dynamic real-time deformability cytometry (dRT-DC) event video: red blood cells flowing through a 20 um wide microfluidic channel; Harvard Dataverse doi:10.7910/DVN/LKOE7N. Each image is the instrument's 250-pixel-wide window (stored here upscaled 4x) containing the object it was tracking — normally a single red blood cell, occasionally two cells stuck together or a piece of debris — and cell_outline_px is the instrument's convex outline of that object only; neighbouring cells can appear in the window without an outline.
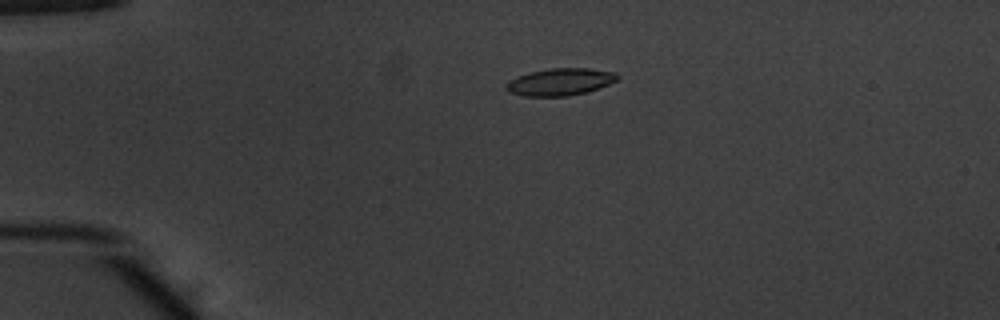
{"species": "common noctule bat (a hibernating species)", "species_latin": "Nyctalus noctula", "temperature_condition": "warm", "stored_images_in_passage": 49, "camera_frame_rate_fps": 3000, "um_per_image_px": 0.085, "animal": {"sex": "male", "body_mass_g": 20.1, "forearm_length_mm": 53.5}, "frame": {"image": 1, "passage_image": 8, "time_ms": 2.333, "image_size_px": [1000, 320], "cell_outline_px": [[620, 76], [616, 80], [600, 88], [568, 96], [524, 96], [508, 92], [504, 88], [504, 84], [520, 76], [532, 72], [552, 68], [588, 68], [616, 72]], "centroid_in_image_um": [47.62, 6.96], "position_along_channel_um": 37.4, "area_um2": 17.46}}
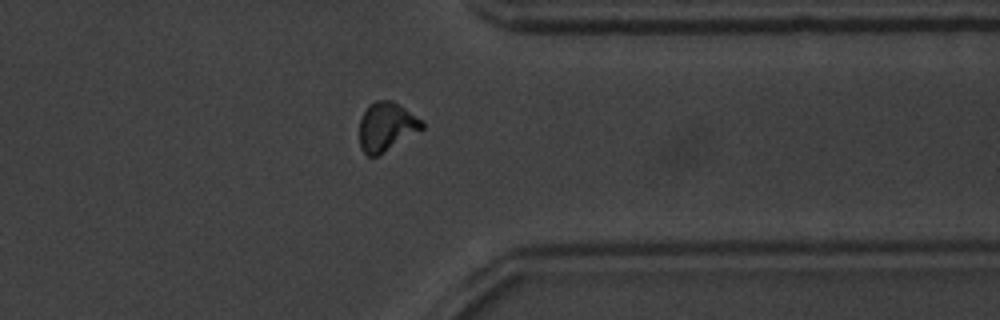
{"frame": {"image": 2, "passage_image": 38, "time_ms": 12.333, "image_size_px": [1000, 320], "cell_outline_px": [[424, 128], [380, 156], [368, 156], [360, 148], [360, 120], [368, 104], [376, 100], [392, 100], [400, 104], [420, 120], [424, 124]], "centroid_in_image_um": [32.83, 10.78], "position_along_channel_um": 378.6, "area_um2": 17.92}}
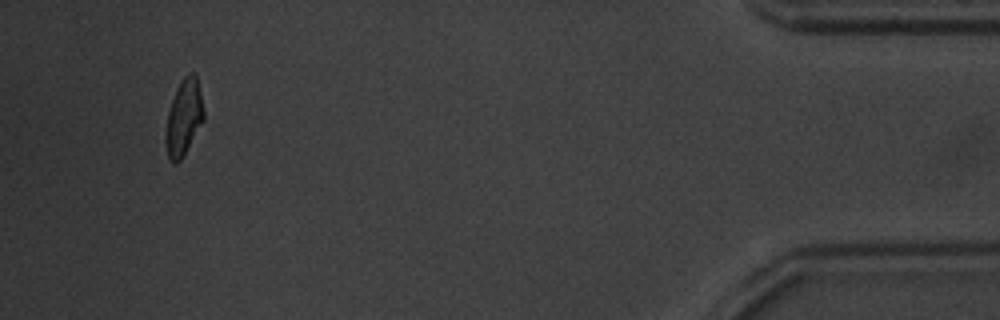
{"frame": {"image": 3, "passage_image": 46, "time_ms": 15.0, "image_size_px": [1000, 320], "cell_outline_px": [[204, 120], [184, 156], [176, 164], [172, 164], [168, 160], [164, 140], [164, 136], [168, 112], [176, 88], [180, 80], [188, 72], [196, 72], [204, 112]], "centroid_in_image_um": [15.6, 10.02], "position_along_channel_um": 419.6, "area_um2": 17.28}, "authors_computed_cell_mechanics": {"area_um2": 17.2244, "velocity_mm_per_s": 3.8837, "shape_relaxation_time_tau1_ms": 2.57, "shape_relaxation_time_tau2_ms": 3.1112, "deformation_change_tau1": 0.1388, "deformation_change_tau2": 0.0526}}